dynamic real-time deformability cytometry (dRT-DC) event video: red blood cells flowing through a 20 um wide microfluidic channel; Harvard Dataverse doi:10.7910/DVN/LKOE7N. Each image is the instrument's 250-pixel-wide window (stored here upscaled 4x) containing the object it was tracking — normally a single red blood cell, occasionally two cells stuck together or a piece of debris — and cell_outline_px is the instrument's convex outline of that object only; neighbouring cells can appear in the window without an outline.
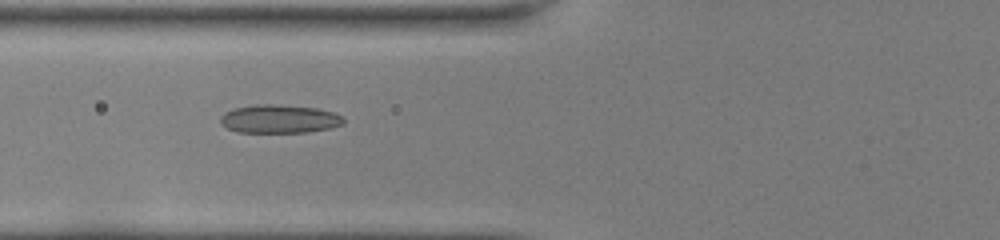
{"species": "common noctule bat (a hibernating species)", "species_latin": "Nyctalus noctula", "temperature_condition": "room temperature", "stored_images_in_passage": 45, "camera_frame_rate_fps": 3000, "um_per_image_px": 0.085, "animal": {"sex": "female", "body_mass_g": 22.0, "forearm_length_mm": 56.7}, "frame": {"image": 1, "passage_image": 16, "time_ms": 5.0, "image_size_px": [1000, 240], "cell_outline_px": [[344, 124], [332, 128], [308, 132], [236, 132], [220, 124], [220, 116], [224, 112], [232, 108], [256, 104], [276, 104], [316, 108], [336, 112], [344, 116]], "centroid_in_image_um": [23.76, 10.1], "position_along_channel_um": 102.0, "area_um2": 20.75}}
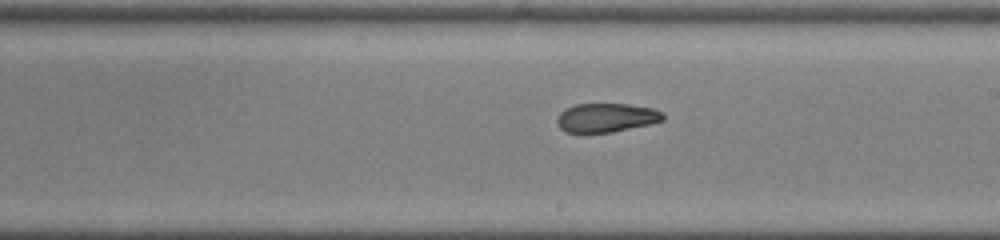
{"frame": {"image": 2, "passage_image": 26, "time_ms": 8.333, "image_size_px": [1000, 240], "cell_outline_px": [[664, 120], [648, 124], [612, 132], [564, 132], [560, 128], [556, 120], [560, 112], [564, 108], [576, 104], [628, 104], [652, 108], [664, 112]], "centroid_in_image_um": [51.52, 9.99], "position_along_channel_um": 237.5, "area_um2": 17.8}}
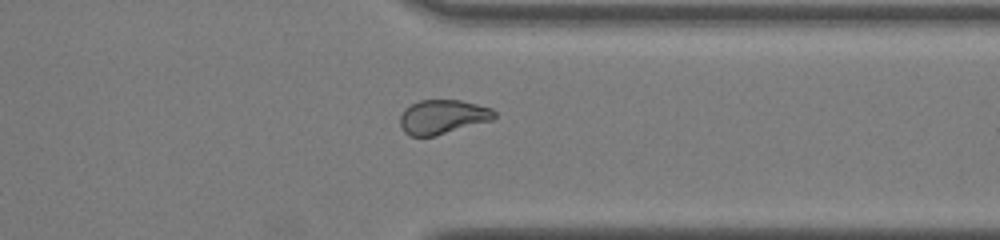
{"frame": {"image": 3, "passage_image": 36, "time_ms": 11.667, "image_size_px": [1000, 240], "cell_outline_px": [[496, 116], [492, 120], [436, 136], [408, 136], [404, 132], [400, 124], [400, 116], [404, 108], [420, 100], [460, 100], [492, 108], [496, 112]], "centroid_in_image_um": [37.62, 9.94], "position_along_channel_um": 373.8, "area_um2": 18.9}, "authors_computed_cell_mechanics": {"area_um2": 19.8254, "velocity_mm_per_s": 4.0647, "shape_relaxation_time_tau1_ms": null, "shape_relaxation_time_tau2_ms": 1.6938, "deformation_change_tau1": null, "deformation_change_tau2": 0.0705}}